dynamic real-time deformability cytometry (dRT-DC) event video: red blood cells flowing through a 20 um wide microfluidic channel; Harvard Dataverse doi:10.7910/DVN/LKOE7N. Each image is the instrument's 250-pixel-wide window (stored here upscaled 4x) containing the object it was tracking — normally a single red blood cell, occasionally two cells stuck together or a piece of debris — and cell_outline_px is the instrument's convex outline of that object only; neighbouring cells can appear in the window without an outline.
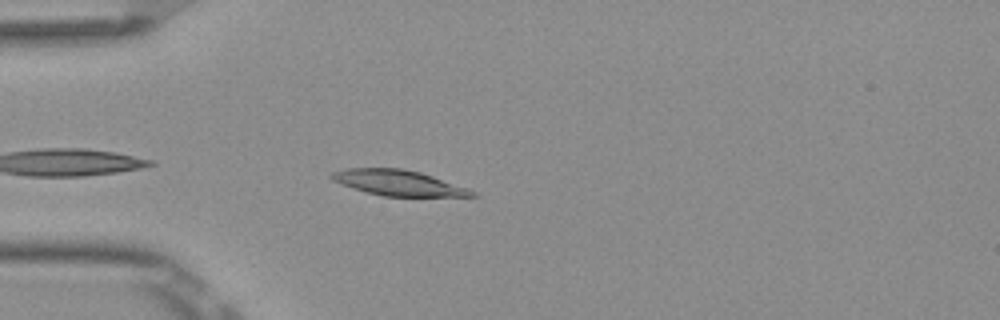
{"species": "Egyptian fruit bat (a non-hibernating species)", "species_latin": "Rousettus aegyptiacus", "temperature_condition": "room temperature", "stored_images_in_passage": 14, "camera_frame_rate_fps": 3000, "um_per_image_px": 0.085, "frame": {"image": 1, "passage_image": 3, "time_ms": 0.667, "image_size_px": [1000, 320], "cell_outline_px": [[476, 196], [384, 196], [352, 188], [332, 180], [328, 176], [332, 172], [348, 168], [400, 168], [420, 172], [468, 188], [476, 192]], "centroid_in_image_um": [33.83, 15.53], "position_along_channel_um": 51.2, "area_um2": 20.63}}
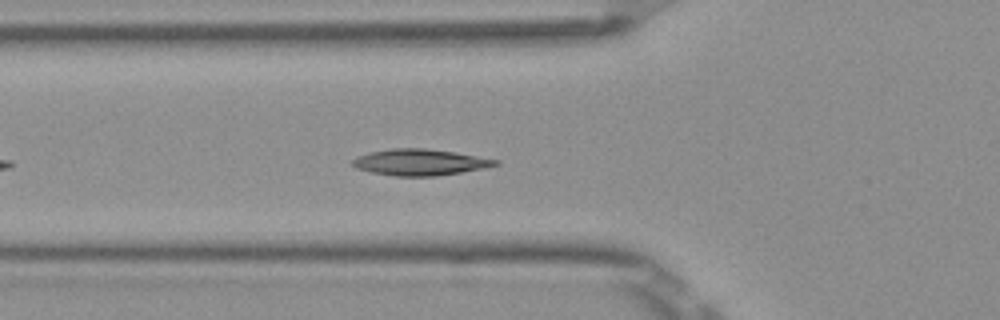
{"frame": {"image": 2, "passage_image": 7, "time_ms": 2.0, "image_size_px": [1000, 320], "cell_outline_px": [[500, 164], [484, 168], [436, 176], [396, 176], [372, 172], [356, 168], [352, 164], [352, 160], [356, 156], [372, 152], [392, 148], [424, 148], [452, 152], [500, 160]], "centroid_in_image_um": [35.69, 13.79], "position_along_channel_um": 90.1, "area_um2": 21.62}}
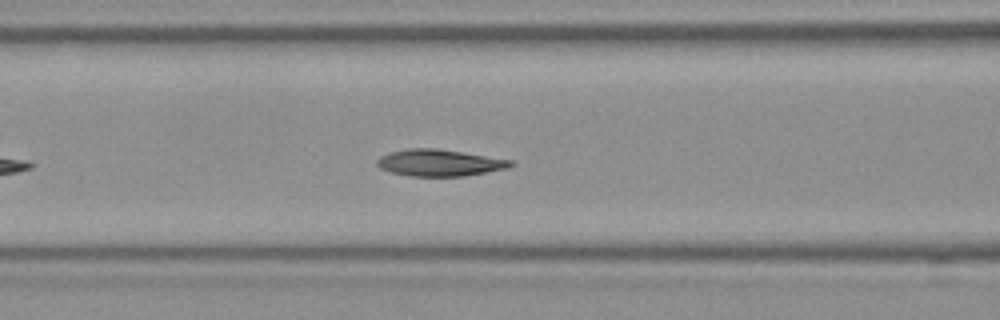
{"frame": {"image": 3, "passage_image": 10, "time_ms": 3.0, "image_size_px": [1000, 320], "cell_outline_px": [[516, 164], [508, 168], [464, 176], [408, 176], [392, 172], [380, 168], [376, 164], [376, 160], [380, 156], [388, 152], [408, 148], [436, 148], [512, 160]], "centroid_in_image_um": [37.33, 13.83], "position_along_channel_um": 129.3, "area_um2": 20.81}}